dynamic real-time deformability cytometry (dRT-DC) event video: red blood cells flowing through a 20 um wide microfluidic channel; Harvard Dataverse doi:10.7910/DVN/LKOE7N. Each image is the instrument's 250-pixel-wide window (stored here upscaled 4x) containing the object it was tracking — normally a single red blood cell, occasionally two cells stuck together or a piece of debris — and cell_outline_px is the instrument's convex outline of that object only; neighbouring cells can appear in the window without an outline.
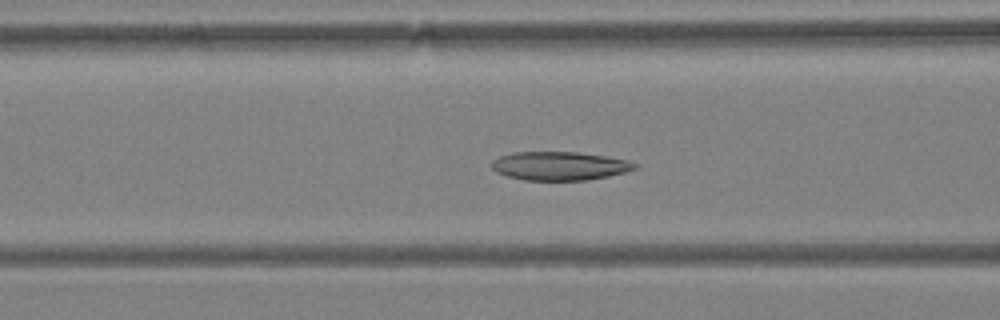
{"species": "Egyptian fruit bat (a non-hibernating species)", "species_latin": "Rousettus aegyptiacus", "temperature_condition": "warm", "stored_images_in_passage": 43, "camera_frame_rate_fps": 3000, "um_per_image_px": 0.085, "animal": {"sex": "female"}, "frame": {"image": 1, "passage_image": 8, "time_ms": 2.333, "image_size_px": [1000, 320], "cell_outline_px": [[640, 164], [636, 168], [624, 172], [608, 176], [588, 180], [524, 180], [508, 176], [496, 172], [492, 168], [492, 160], [500, 156], [512, 152], [576, 152], [604, 156], [628, 160]], "centroid_in_image_um": [47.56, 14.1], "position_along_channel_um": 119.0, "area_um2": 23.81}}
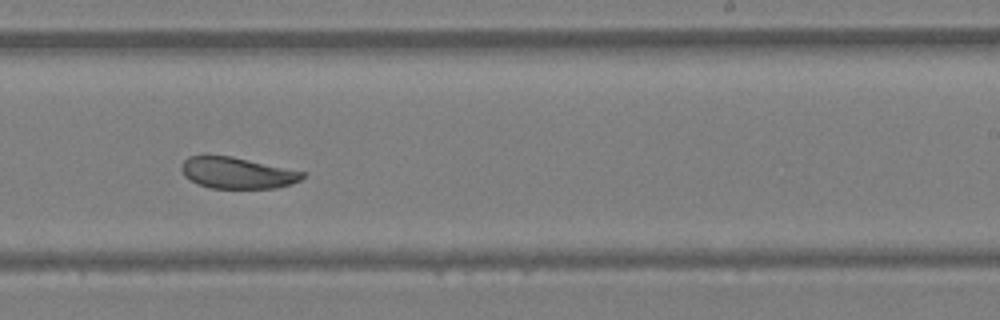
{"frame": {"image": 2, "passage_image": 21, "time_ms": 6.667, "image_size_px": [1000, 320], "cell_outline_px": [[304, 176], [300, 180], [276, 188], [212, 188], [200, 184], [184, 176], [180, 168], [184, 160], [188, 156], [232, 156], [304, 172]], "centroid_in_image_um": [20.13, 14.69], "position_along_channel_um": 268.9, "area_um2": 21.68}}
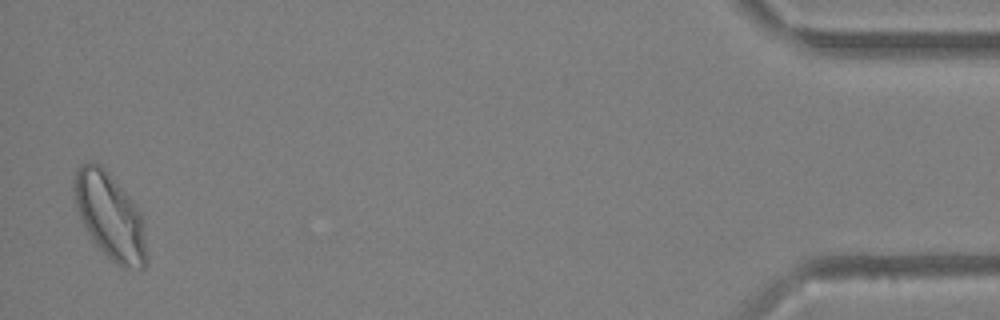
{"frame": {"image": 3, "passage_image": 42, "time_ms": 13.667, "image_size_px": [1000, 320], "cell_outline_px": [[148, 264], [144, 268], [124, 268], [116, 264], [92, 240], [76, 208], [72, 188], [76, 172], [84, 164], [100, 164], [108, 172], [132, 200], [140, 212], [144, 224], [148, 256]], "centroid_in_image_um": [9.39, 18.43], "position_along_channel_um": 425.8, "area_um2": 36.13}, "authors_computed_cell_mechanics": {"area_um2": 24.276, "velocity_mm_per_s": 3.4694, "shape_relaxation_time_tau1_ms": 5.4266, "shape_relaxation_time_tau2_ms": 2.0515, "deformation_change_tau1": 0.1155, "deformation_change_tau2": 0.0616}}